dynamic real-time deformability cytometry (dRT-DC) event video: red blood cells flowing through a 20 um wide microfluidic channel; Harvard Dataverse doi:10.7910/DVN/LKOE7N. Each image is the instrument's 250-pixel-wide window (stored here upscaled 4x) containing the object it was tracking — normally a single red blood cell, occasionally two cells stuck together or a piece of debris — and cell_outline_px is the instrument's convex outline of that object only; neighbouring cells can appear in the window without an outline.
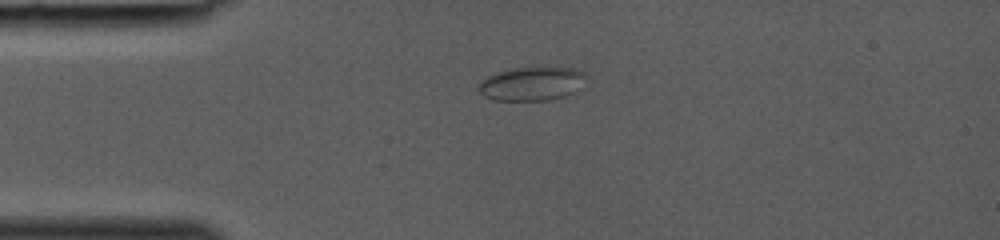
{"species": "common noctule bat (a hibernating species)", "species_latin": "Nyctalus noctula", "temperature_condition": "room temperature", "stored_images_in_passage": 27, "camera_frame_rate_fps": 3000, "um_per_image_px": 0.085, "animal": {"sex": "female", "body_mass_g": 19.0, "forearm_length_mm": 53.3}, "frame": {"image": 1, "passage_image": 1, "time_ms": 0.0, "image_size_px": [1000, 240], "cell_outline_px": [[584, 72], [572, 92], [564, 96], [544, 100], [492, 100], [484, 96], [480, 92], [480, 84], [488, 76], [512, 68], [536, 64], [572, 68]], "centroid_in_image_um": [45.13, 7.06], "position_along_channel_um": 39.9, "area_um2": 20.87}}
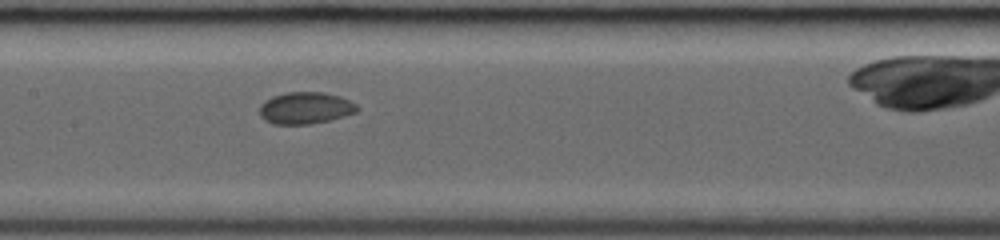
{"frame": {"image": 2, "passage_image": 11, "time_ms": 3.333, "image_size_px": [1000, 240], "cell_outline_px": [[360, 108], [356, 112], [332, 120], [312, 124], [272, 124], [264, 120], [260, 116], [260, 104], [264, 100], [272, 96], [288, 92], [324, 92], [340, 96], [356, 104]], "centroid_in_image_um": [25.95, 9.18], "position_along_channel_um": 181.4, "area_um2": 18.32}}
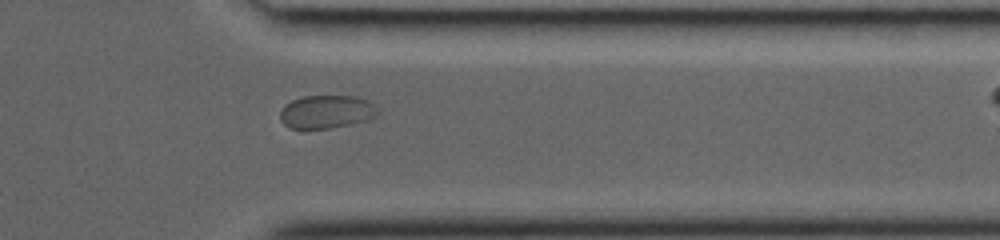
{"frame": {"image": 3, "passage_image": 23, "time_ms": 7.333, "image_size_px": [1000, 240], "cell_outline_px": [[380, 112], [376, 116], [364, 120], [348, 124], [328, 128], [288, 128], [280, 120], [280, 112], [284, 104], [292, 100], [304, 96], [356, 96], [368, 100]], "centroid_in_image_um": [27.72, 9.49], "position_along_channel_um": 383.7, "area_um2": 18.73}}